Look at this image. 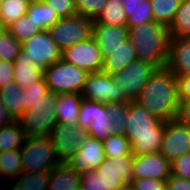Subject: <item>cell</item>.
Here are the masks:
<instances>
[{
    "label": "cell",
    "instance_id": "6da1fadb",
    "mask_svg": "<svg viewBox=\"0 0 190 190\" xmlns=\"http://www.w3.org/2000/svg\"><path fill=\"white\" fill-rule=\"evenodd\" d=\"M134 102L162 121L175 119L179 105L177 76L166 66L157 68Z\"/></svg>",
    "mask_w": 190,
    "mask_h": 190
},
{
    "label": "cell",
    "instance_id": "7a4b0ae2",
    "mask_svg": "<svg viewBox=\"0 0 190 190\" xmlns=\"http://www.w3.org/2000/svg\"><path fill=\"white\" fill-rule=\"evenodd\" d=\"M125 137L131 145L133 155H147L159 152L165 121L153 116L136 102H128L125 120Z\"/></svg>",
    "mask_w": 190,
    "mask_h": 190
},
{
    "label": "cell",
    "instance_id": "3957f363",
    "mask_svg": "<svg viewBox=\"0 0 190 190\" xmlns=\"http://www.w3.org/2000/svg\"><path fill=\"white\" fill-rule=\"evenodd\" d=\"M137 60L149 62L157 68L166 66L168 58L169 30L168 27L148 22L128 28Z\"/></svg>",
    "mask_w": 190,
    "mask_h": 190
},
{
    "label": "cell",
    "instance_id": "277c9868",
    "mask_svg": "<svg viewBox=\"0 0 190 190\" xmlns=\"http://www.w3.org/2000/svg\"><path fill=\"white\" fill-rule=\"evenodd\" d=\"M20 152L22 173L51 171L59 164L49 136H27Z\"/></svg>",
    "mask_w": 190,
    "mask_h": 190
},
{
    "label": "cell",
    "instance_id": "5b68a950",
    "mask_svg": "<svg viewBox=\"0 0 190 190\" xmlns=\"http://www.w3.org/2000/svg\"><path fill=\"white\" fill-rule=\"evenodd\" d=\"M58 94L49 91L40 101L34 104L31 110L22 114L18 119L26 136H49L57 124L54 107Z\"/></svg>",
    "mask_w": 190,
    "mask_h": 190
},
{
    "label": "cell",
    "instance_id": "8992f818",
    "mask_svg": "<svg viewBox=\"0 0 190 190\" xmlns=\"http://www.w3.org/2000/svg\"><path fill=\"white\" fill-rule=\"evenodd\" d=\"M89 73L59 60L45 69L44 78L49 91L57 94H81Z\"/></svg>",
    "mask_w": 190,
    "mask_h": 190
},
{
    "label": "cell",
    "instance_id": "52a82bcc",
    "mask_svg": "<svg viewBox=\"0 0 190 190\" xmlns=\"http://www.w3.org/2000/svg\"><path fill=\"white\" fill-rule=\"evenodd\" d=\"M93 20L79 14L60 18L47 29L52 39L63 51L92 36Z\"/></svg>",
    "mask_w": 190,
    "mask_h": 190
},
{
    "label": "cell",
    "instance_id": "ba28073f",
    "mask_svg": "<svg viewBox=\"0 0 190 190\" xmlns=\"http://www.w3.org/2000/svg\"><path fill=\"white\" fill-rule=\"evenodd\" d=\"M156 69L157 67L151 63L136 59L111 77L125 98L129 102H134Z\"/></svg>",
    "mask_w": 190,
    "mask_h": 190
},
{
    "label": "cell",
    "instance_id": "9c48e42d",
    "mask_svg": "<svg viewBox=\"0 0 190 190\" xmlns=\"http://www.w3.org/2000/svg\"><path fill=\"white\" fill-rule=\"evenodd\" d=\"M111 125L105 104L92 100H82L78 126L87 129L90 137L105 140L112 135Z\"/></svg>",
    "mask_w": 190,
    "mask_h": 190
},
{
    "label": "cell",
    "instance_id": "30bf717a",
    "mask_svg": "<svg viewBox=\"0 0 190 190\" xmlns=\"http://www.w3.org/2000/svg\"><path fill=\"white\" fill-rule=\"evenodd\" d=\"M81 95L85 100L105 105L111 102H129L113 78L103 71L87 75Z\"/></svg>",
    "mask_w": 190,
    "mask_h": 190
},
{
    "label": "cell",
    "instance_id": "8fae6325",
    "mask_svg": "<svg viewBox=\"0 0 190 190\" xmlns=\"http://www.w3.org/2000/svg\"><path fill=\"white\" fill-rule=\"evenodd\" d=\"M88 137L87 129L62 123H57L49 135L59 163H68L77 153L80 144Z\"/></svg>",
    "mask_w": 190,
    "mask_h": 190
},
{
    "label": "cell",
    "instance_id": "7c38bea8",
    "mask_svg": "<svg viewBox=\"0 0 190 190\" xmlns=\"http://www.w3.org/2000/svg\"><path fill=\"white\" fill-rule=\"evenodd\" d=\"M21 49L29 54L41 71L61 59V50L47 30L40 31L21 44Z\"/></svg>",
    "mask_w": 190,
    "mask_h": 190
},
{
    "label": "cell",
    "instance_id": "4fadbf2b",
    "mask_svg": "<svg viewBox=\"0 0 190 190\" xmlns=\"http://www.w3.org/2000/svg\"><path fill=\"white\" fill-rule=\"evenodd\" d=\"M61 60L89 74L101 71L103 65L101 52L92 36L64 49L61 52Z\"/></svg>",
    "mask_w": 190,
    "mask_h": 190
},
{
    "label": "cell",
    "instance_id": "5bb4252c",
    "mask_svg": "<svg viewBox=\"0 0 190 190\" xmlns=\"http://www.w3.org/2000/svg\"><path fill=\"white\" fill-rule=\"evenodd\" d=\"M159 152L170 162L190 152V128L176 119L166 121Z\"/></svg>",
    "mask_w": 190,
    "mask_h": 190
},
{
    "label": "cell",
    "instance_id": "9a60e30c",
    "mask_svg": "<svg viewBox=\"0 0 190 190\" xmlns=\"http://www.w3.org/2000/svg\"><path fill=\"white\" fill-rule=\"evenodd\" d=\"M133 154L114 159H105L95 170L109 190H119L126 184H131Z\"/></svg>",
    "mask_w": 190,
    "mask_h": 190
},
{
    "label": "cell",
    "instance_id": "2e32d148",
    "mask_svg": "<svg viewBox=\"0 0 190 190\" xmlns=\"http://www.w3.org/2000/svg\"><path fill=\"white\" fill-rule=\"evenodd\" d=\"M133 180L151 178L167 181L171 176V162L160 152L147 155H133Z\"/></svg>",
    "mask_w": 190,
    "mask_h": 190
},
{
    "label": "cell",
    "instance_id": "e0dca14e",
    "mask_svg": "<svg viewBox=\"0 0 190 190\" xmlns=\"http://www.w3.org/2000/svg\"><path fill=\"white\" fill-rule=\"evenodd\" d=\"M105 159L103 141L89 136L80 144L77 153L68 164L82 175L95 171Z\"/></svg>",
    "mask_w": 190,
    "mask_h": 190
},
{
    "label": "cell",
    "instance_id": "ac0fdd59",
    "mask_svg": "<svg viewBox=\"0 0 190 190\" xmlns=\"http://www.w3.org/2000/svg\"><path fill=\"white\" fill-rule=\"evenodd\" d=\"M92 37L104 59L113 53L122 42L128 39V27L93 24Z\"/></svg>",
    "mask_w": 190,
    "mask_h": 190
},
{
    "label": "cell",
    "instance_id": "d6986e66",
    "mask_svg": "<svg viewBox=\"0 0 190 190\" xmlns=\"http://www.w3.org/2000/svg\"><path fill=\"white\" fill-rule=\"evenodd\" d=\"M166 67L176 76L190 75V38H170Z\"/></svg>",
    "mask_w": 190,
    "mask_h": 190
},
{
    "label": "cell",
    "instance_id": "ffe728a7",
    "mask_svg": "<svg viewBox=\"0 0 190 190\" xmlns=\"http://www.w3.org/2000/svg\"><path fill=\"white\" fill-rule=\"evenodd\" d=\"M43 78L44 72L37 68L35 62L29 58V54L21 49L14 61L13 81L24 89L27 85Z\"/></svg>",
    "mask_w": 190,
    "mask_h": 190
},
{
    "label": "cell",
    "instance_id": "44dd1931",
    "mask_svg": "<svg viewBox=\"0 0 190 190\" xmlns=\"http://www.w3.org/2000/svg\"><path fill=\"white\" fill-rule=\"evenodd\" d=\"M82 100L81 94H58L54 107L57 123L71 127L78 126V116Z\"/></svg>",
    "mask_w": 190,
    "mask_h": 190
},
{
    "label": "cell",
    "instance_id": "7402d4cb",
    "mask_svg": "<svg viewBox=\"0 0 190 190\" xmlns=\"http://www.w3.org/2000/svg\"><path fill=\"white\" fill-rule=\"evenodd\" d=\"M136 59L135 48L128 38L113 53L103 59L101 71L112 76Z\"/></svg>",
    "mask_w": 190,
    "mask_h": 190
},
{
    "label": "cell",
    "instance_id": "603a6c76",
    "mask_svg": "<svg viewBox=\"0 0 190 190\" xmlns=\"http://www.w3.org/2000/svg\"><path fill=\"white\" fill-rule=\"evenodd\" d=\"M24 97V89L14 81L0 88V101L14 120H18L25 112Z\"/></svg>",
    "mask_w": 190,
    "mask_h": 190
},
{
    "label": "cell",
    "instance_id": "cb8c5ba5",
    "mask_svg": "<svg viewBox=\"0 0 190 190\" xmlns=\"http://www.w3.org/2000/svg\"><path fill=\"white\" fill-rule=\"evenodd\" d=\"M81 175L68 163H59L50 171L48 190H72L80 186Z\"/></svg>",
    "mask_w": 190,
    "mask_h": 190
},
{
    "label": "cell",
    "instance_id": "d4e9b609",
    "mask_svg": "<svg viewBox=\"0 0 190 190\" xmlns=\"http://www.w3.org/2000/svg\"><path fill=\"white\" fill-rule=\"evenodd\" d=\"M123 8L127 15V27L154 22L150 0H124Z\"/></svg>",
    "mask_w": 190,
    "mask_h": 190
},
{
    "label": "cell",
    "instance_id": "484cf974",
    "mask_svg": "<svg viewBox=\"0 0 190 190\" xmlns=\"http://www.w3.org/2000/svg\"><path fill=\"white\" fill-rule=\"evenodd\" d=\"M40 31H45L60 18L43 0L30 2L26 13Z\"/></svg>",
    "mask_w": 190,
    "mask_h": 190
},
{
    "label": "cell",
    "instance_id": "4316f807",
    "mask_svg": "<svg viewBox=\"0 0 190 190\" xmlns=\"http://www.w3.org/2000/svg\"><path fill=\"white\" fill-rule=\"evenodd\" d=\"M24 129L18 120L0 128V153L21 149L26 139Z\"/></svg>",
    "mask_w": 190,
    "mask_h": 190
},
{
    "label": "cell",
    "instance_id": "83f0119b",
    "mask_svg": "<svg viewBox=\"0 0 190 190\" xmlns=\"http://www.w3.org/2000/svg\"><path fill=\"white\" fill-rule=\"evenodd\" d=\"M93 24L127 26V15L122 2L107 0L106 5Z\"/></svg>",
    "mask_w": 190,
    "mask_h": 190
},
{
    "label": "cell",
    "instance_id": "f1b7e54d",
    "mask_svg": "<svg viewBox=\"0 0 190 190\" xmlns=\"http://www.w3.org/2000/svg\"><path fill=\"white\" fill-rule=\"evenodd\" d=\"M168 30L170 38H190V0H182Z\"/></svg>",
    "mask_w": 190,
    "mask_h": 190
},
{
    "label": "cell",
    "instance_id": "f546056e",
    "mask_svg": "<svg viewBox=\"0 0 190 190\" xmlns=\"http://www.w3.org/2000/svg\"><path fill=\"white\" fill-rule=\"evenodd\" d=\"M14 181L11 190H48L50 171L21 173Z\"/></svg>",
    "mask_w": 190,
    "mask_h": 190
},
{
    "label": "cell",
    "instance_id": "4dcf8cb0",
    "mask_svg": "<svg viewBox=\"0 0 190 190\" xmlns=\"http://www.w3.org/2000/svg\"><path fill=\"white\" fill-rule=\"evenodd\" d=\"M154 21L169 27L182 0H150Z\"/></svg>",
    "mask_w": 190,
    "mask_h": 190
},
{
    "label": "cell",
    "instance_id": "1f68e13d",
    "mask_svg": "<svg viewBox=\"0 0 190 190\" xmlns=\"http://www.w3.org/2000/svg\"><path fill=\"white\" fill-rule=\"evenodd\" d=\"M29 4L28 0H0V17L5 27L26 15Z\"/></svg>",
    "mask_w": 190,
    "mask_h": 190
},
{
    "label": "cell",
    "instance_id": "d6a6232c",
    "mask_svg": "<svg viewBox=\"0 0 190 190\" xmlns=\"http://www.w3.org/2000/svg\"><path fill=\"white\" fill-rule=\"evenodd\" d=\"M107 115L111 120L113 135H125V120L128 115V102H111L106 104Z\"/></svg>",
    "mask_w": 190,
    "mask_h": 190
},
{
    "label": "cell",
    "instance_id": "836d02e7",
    "mask_svg": "<svg viewBox=\"0 0 190 190\" xmlns=\"http://www.w3.org/2000/svg\"><path fill=\"white\" fill-rule=\"evenodd\" d=\"M103 150L106 159L132 155L130 142L123 135L112 134L103 140Z\"/></svg>",
    "mask_w": 190,
    "mask_h": 190
},
{
    "label": "cell",
    "instance_id": "e575fe53",
    "mask_svg": "<svg viewBox=\"0 0 190 190\" xmlns=\"http://www.w3.org/2000/svg\"><path fill=\"white\" fill-rule=\"evenodd\" d=\"M22 173L20 149L0 153V175L12 181Z\"/></svg>",
    "mask_w": 190,
    "mask_h": 190
},
{
    "label": "cell",
    "instance_id": "d590c367",
    "mask_svg": "<svg viewBox=\"0 0 190 190\" xmlns=\"http://www.w3.org/2000/svg\"><path fill=\"white\" fill-rule=\"evenodd\" d=\"M7 30L20 44L40 32L35 23L30 20L27 15L22 16L16 22L11 24Z\"/></svg>",
    "mask_w": 190,
    "mask_h": 190
},
{
    "label": "cell",
    "instance_id": "8d00e7d4",
    "mask_svg": "<svg viewBox=\"0 0 190 190\" xmlns=\"http://www.w3.org/2000/svg\"><path fill=\"white\" fill-rule=\"evenodd\" d=\"M21 51V44L6 29L0 33V60L14 62Z\"/></svg>",
    "mask_w": 190,
    "mask_h": 190
},
{
    "label": "cell",
    "instance_id": "74e56055",
    "mask_svg": "<svg viewBox=\"0 0 190 190\" xmlns=\"http://www.w3.org/2000/svg\"><path fill=\"white\" fill-rule=\"evenodd\" d=\"M49 92L45 78L41 81L33 82L31 85H27L24 88L25 93V112L31 110L41 98Z\"/></svg>",
    "mask_w": 190,
    "mask_h": 190
},
{
    "label": "cell",
    "instance_id": "f35d334b",
    "mask_svg": "<svg viewBox=\"0 0 190 190\" xmlns=\"http://www.w3.org/2000/svg\"><path fill=\"white\" fill-rule=\"evenodd\" d=\"M107 0H75L77 14L82 17L92 19L99 16Z\"/></svg>",
    "mask_w": 190,
    "mask_h": 190
},
{
    "label": "cell",
    "instance_id": "ab89813d",
    "mask_svg": "<svg viewBox=\"0 0 190 190\" xmlns=\"http://www.w3.org/2000/svg\"><path fill=\"white\" fill-rule=\"evenodd\" d=\"M59 18L70 17L77 14L75 0H43Z\"/></svg>",
    "mask_w": 190,
    "mask_h": 190
},
{
    "label": "cell",
    "instance_id": "60d3db41",
    "mask_svg": "<svg viewBox=\"0 0 190 190\" xmlns=\"http://www.w3.org/2000/svg\"><path fill=\"white\" fill-rule=\"evenodd\" d=\"M171 175L190 180V152L171 162Z\"/></svg>",
    "mask_w": 190,
    "mask_h": 190
},
{
    "label": "cell",
    "instance_id": "b9f144b4",
    "mask_svg": "<svg viewBox=\"0 0 190 190\" xmlns=\"http://www.w3.org/2000/svg\"><path fill=\"white\" fill-rule=\"evenodd\" d=\"M80 187L82 190H109L96 171L82 174Z\"/></svg>",
    "mask_w": 190,
    "mask_h": 190
},
{
    "label": "cell",
    "instance_id": "7bdbcfd3",
    "mask_svg": "<svg viewBox=\"0 0 190 190\" xmlns=\"http://www.w3.org/2000/svg\"><path fill=\"white\" fill-rule=\"evenodd\" d=\"M131 185L135 190H163L166 186V181L141 178L138 180H132Z\"/></svg>",
    "mask_w": 190,
    "mask_h": 190
},
{
    "label": "cell",
    "instance_id": "ee69618b",
    "mask_svg": "<svg viewBox=\"0 0 190 190\" xmlns=\"http://www.w3.org/2000/svg\"><path fill=\"white\" fill-rule=\"evenodd\" d=\"M14 62L0 60V88L13 81Z\"/></svg>",
    "mask_w": 190,
    "mask_h": 190
},
{
    "label": "cell",
    "instance_id": "f6af8a7d",
    "mask_svg": "<svg viewBox=\"0 0 190 190\" xmlns=\"http://www.w3.org/2000/svg\"><path fill=\"white\" fill-rule=\"evenodd\" d=\"M175 119L190 128V100L179 101Z\"/></svg>",
    "mask_w": 190,
    "mask_h": 190
},
{
    "label": "cell",
    "instance_id": "bcb514c9",
    "mask_svg": "<svg viewBox=\"0 0 190 190\" xmlns=\"http://www.w3.org/2000/svg\"><path fill=\"white\" fill-rule=\"evenodd\" d=\"M177 90L179 101L190 100V75L177 76Z\"/></svg>",
    "mask_w": 190,
    "mask_h": 190
},
{
    "label": "cell",
    "instance_id": "7dc6e473",
    "mask_svg": "<svg viewBox=\"0 0 190 190\" xmlns=\"http://www.w3.org/2000/svg\"><path fill=\"white\" fill-rule=\"evenodd\" d=\"M166 184L171 190H190V180L171 175Z\"/></svg>",
    "mask_w": 190,
    "mask_h": 190
},
{
    "label": "cell",
    "instance_id": "c3c4849f",
    "mask_svg": "<svg viewBox=\"0 0 190 190\" xmlns=\"http://www.w3.org/2000/svg\"><path fill=\"white\" fill-rule=\"evenodd\" d=\"M13 121L14 119L9 114L8 110L4 107L3 103L0 101V128L12 123Z\"/></svg>",
    "mask_w": 190,
    "mask_h": 190
},
{
    "label": "cell",
    "instance_id": "681fc988",
    "mask_svg": "<svg viewBox=\"0 0 190 190\" xmlns=\"http://www.w3.org/2000/svg\"><path fill=\"white\" fill-rule=\"evenodd\" d=\"M119 190H135L131 184H126L123 187H121Z\"/></svg>",
    "mask_w": 190,
    "mask_h": 190
},
{
    "label": "cell",
    "instance_id": "f907efd6",
    "mask_svg": "<svg viewBox=\"0 0 190 190\" xmlns=\"http://www.w3.org/2000/svg\"><path fill=\"white\" fill-rule=\"evenodd\" d=\"M7 28L5 27V25L3 24V21L0 17V33H2L3 31H5Z\"/></svg>",
    "mask_w": 190,
    "mask_h": 190
},
{
    "label": "cell",
    "instance_id": "816d5d0a",
    "mask_svg": "<svg viewBox=\"0 0 190 190\" xmlns=\"http://www.w3.org/2000/svg\"><path fill=\"white\" fill-rule=\"evenodd\" d=\"M163 190H171L170 187L166 184Z\"/></svg>",
    "mask_w": 190,
    "mask_h": 190
},
{
    "label": "cell",
    "instance_id": "f5cc1de1",
    "mask_svg": "<svg viewBox=\"0 0 190 190\" xmlns=\"http://www.w3.org/2000/svg\"><path fill=\"white\" fill-rule=\"evenodd\" d=\"M72 190H82V188L79 186V187H76V188H74Z\"/></svg>",
    "mask_w": 190,
    "mask_h": 190
}]
</instances>
